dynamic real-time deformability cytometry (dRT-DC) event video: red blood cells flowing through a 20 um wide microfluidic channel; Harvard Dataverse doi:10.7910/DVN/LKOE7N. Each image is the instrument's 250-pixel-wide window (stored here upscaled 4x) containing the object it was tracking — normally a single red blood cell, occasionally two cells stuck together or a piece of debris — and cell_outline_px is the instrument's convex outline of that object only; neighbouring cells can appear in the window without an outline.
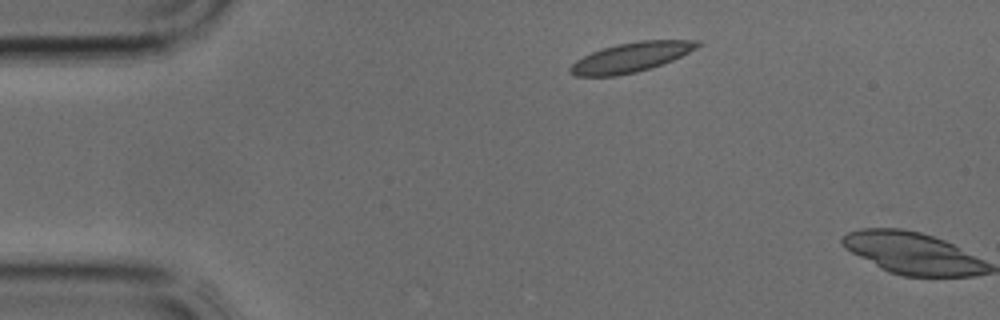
{"species": "common noctule bat (a hibernating species)", "species_latin": "Nyctalus noctula", "temperature_condition": "cold", "stored_images_in_passage": 3, "camera_frame_rate_fps": 3000, "um_per_image_px": 0.085, "animal": {"sex": "male", "body_mass_g": 17.9, "forearm_length_mm": 54.2}, "frame": {"image": 1, "passage_image": 2, "time_ms": 0.333, "image_size_px": [1000, 320], "cell_outline_px": [[700, 44], [696, 48], [672, 60], [652, 68], [636, 72], [616, 76], [576, 76], [568, 72], [568, 68], [576, 60], [592, 52], [616, 44], [640, 40], [700, 40]], "centroid_in_image_um": [53.61, 4.87], "position_along_channel_um": 31.4, "area_um2": 21.85}}